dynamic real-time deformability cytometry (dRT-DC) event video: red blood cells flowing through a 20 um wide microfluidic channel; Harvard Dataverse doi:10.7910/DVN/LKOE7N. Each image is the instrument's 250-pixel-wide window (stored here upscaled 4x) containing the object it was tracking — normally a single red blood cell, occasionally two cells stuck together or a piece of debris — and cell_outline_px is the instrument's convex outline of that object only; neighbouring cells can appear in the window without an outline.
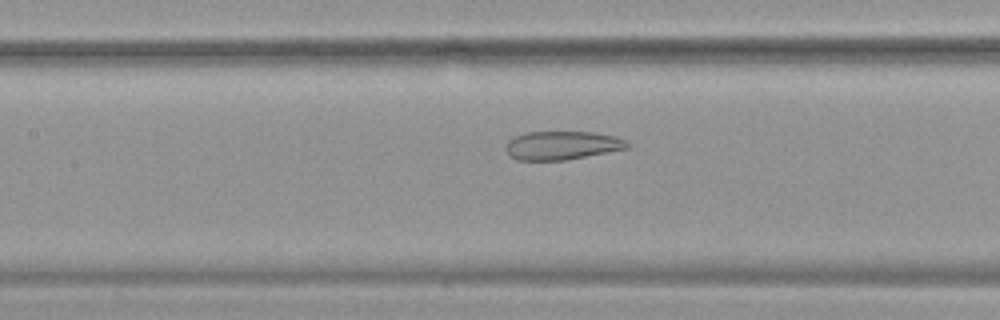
{"species": "common noctule bat (a hibernating species)", "species_latin": "Nyctalus noctula", "temperature_condition": "warm", "stored_images_in_passage": 53, "camera_frame_rate_fps": 3000, "um_per_image_px": 0.085, "animal": {"sex": "female", "body_mass_g": 19.9}, "frame": {"image": 1, "passage_image": 25, "time_ms": 8.0, "image_size_px": [1000, 320], "cell_outline_px": [[628, 148], [568, 160], [516, 160], [504, 148], [504, 144], [508, 140], [524, 132], [596, 132], [616, 136], [624, 140], [628, 144]], "centroid_in_image_um": [47.75, 12.35], "position_along_channel_um": 159.7, "area_um2": 20.29}}
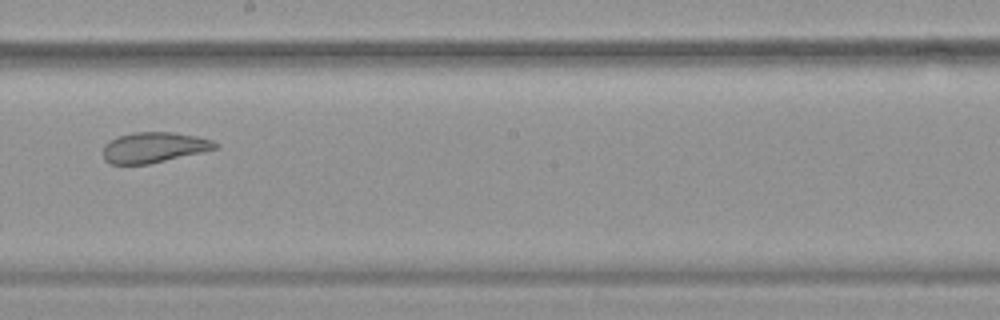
{"frame": {"image": 2, "passage_image": 31, "time_ms": 10.0, "image_size_px": [1000, 320], "cell_outline_px": [[220, 148], [148, 164], [112, 164], [104, 160], [104, 144], [108, 140], [132, 132], [172, 132], [196, 136], [212, 140], [220, 144]], "centroid_in_image_um": [13.1, 12.52], "position_along_channel_um": 235.1, "area_um2": 19.94}}
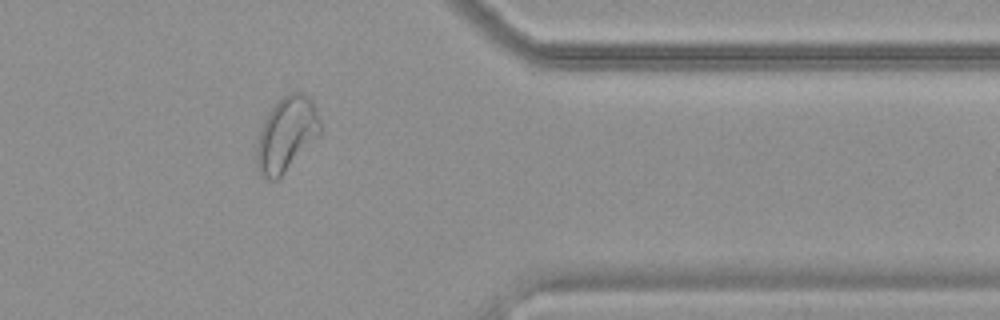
{"frame": {"image": 3, "passage_image": 44, "time_ms": 14.333, "image_size_px": [1000, 320], "cell_outline_px": [[320, 132], [284, 172], [276, 180], [268, 180], [260, 176], [256, 164], [256, 148], [260, 128], [268, 112], [288, 92], [300, 92], [308, 96], [312, 100], [316, 108], [320, 120]], "centroid_in_image_um": [24.31, 11.4], "position_along_channel_um": 387.1, "area_um2": 27.11}, "authors_computed_cell_mechanics": {"area_um2": 28.0908, "velocity_mm_per_s": 3.7972, "shape_relaxation_time_tau1_ms": null, "shape_relaxation_time_tau2_ms": 1.6672, "deformation_change_tau1": null, "deformation_change_tau2": 0.0907}}